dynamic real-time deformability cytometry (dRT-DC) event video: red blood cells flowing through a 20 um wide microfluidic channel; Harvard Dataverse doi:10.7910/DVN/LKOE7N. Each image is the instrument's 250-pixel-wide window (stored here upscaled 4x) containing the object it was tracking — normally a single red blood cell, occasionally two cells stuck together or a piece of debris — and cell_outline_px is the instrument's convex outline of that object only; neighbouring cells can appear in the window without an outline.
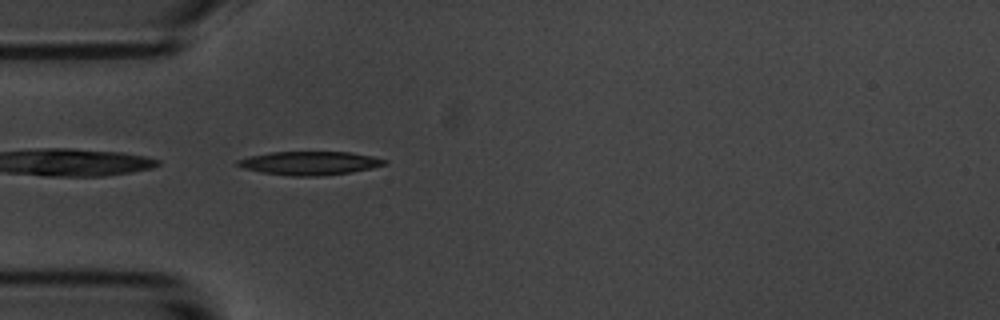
{"species": "common noctule bat (a hibernating species)", "species_latin": "Nyctalus noctula", "temperature_condition": "room temperature", "stored_images_in_passage": 23, "camera_frame_rate_fps": 3000, "um_per_image_px": 0.085, "animal": {"sex": "male", "body_mass_g": 20.1, "forearm_length_mm": 53.5}, "frame": {"image": 1, "passage_image": 1, "time_ms": 0.0, "image_size_px": [1000, 320], "cell_outline_px": [[388, 160], [384, 164], [372, 168], [352, 172], [324, 176], [292, 176], [260, 172], [244, 168], [236, 164], [236, 160], [252, 156], [272, 152], [352, 152], [372, 156]], "centroid_in_image_um": [26.35, 13.87], "position_along_channel_um": 58.7, "area_um2": 20.11}}